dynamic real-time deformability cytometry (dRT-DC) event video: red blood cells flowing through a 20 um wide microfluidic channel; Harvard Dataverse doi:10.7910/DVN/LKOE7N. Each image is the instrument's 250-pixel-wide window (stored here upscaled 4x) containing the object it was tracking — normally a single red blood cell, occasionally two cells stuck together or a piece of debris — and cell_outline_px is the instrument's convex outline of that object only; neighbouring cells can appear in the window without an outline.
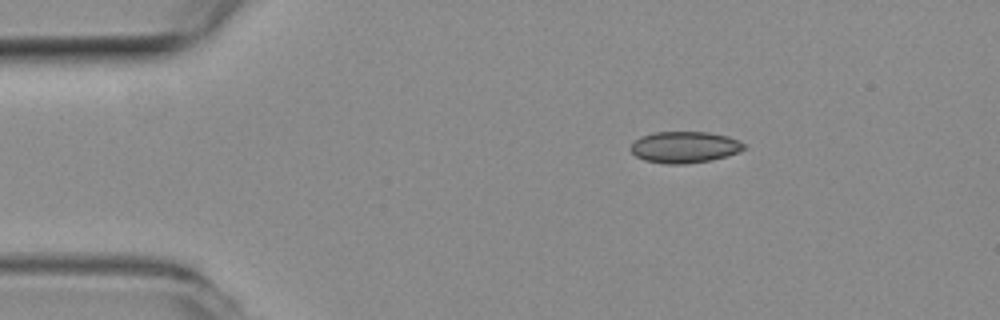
{"species": "common noctule bat (a hibernating species)", "species_latin": "Nyctalus noctula", "temperature_condition": "room temperature", "stored_images_in_passage": 7, "camera_frame_rate_fps": 3000, "um_per_image_px": 0.085, "animal": {"sex": "female", "body_mass_g": 19.3, "forearm_length_mm": 54.1}, "frame": {"image": 1, "passage_image": 1, "time_ms": 0.0, "image_size_px": [1000, 320], "cell_outline_px": [[748, 148], [740, 152], [728, 156], [712, 160], [684, 164], [664, 164], [644, 160], [636, 156], [628, 148], [640, 136], [652, 132], [708, 132], [728, 136], [740, 140]], "centroid_in_image_um": [58.22, 12.51], "position_along_channel_um": 26.8, "area_um2": 21.1}}